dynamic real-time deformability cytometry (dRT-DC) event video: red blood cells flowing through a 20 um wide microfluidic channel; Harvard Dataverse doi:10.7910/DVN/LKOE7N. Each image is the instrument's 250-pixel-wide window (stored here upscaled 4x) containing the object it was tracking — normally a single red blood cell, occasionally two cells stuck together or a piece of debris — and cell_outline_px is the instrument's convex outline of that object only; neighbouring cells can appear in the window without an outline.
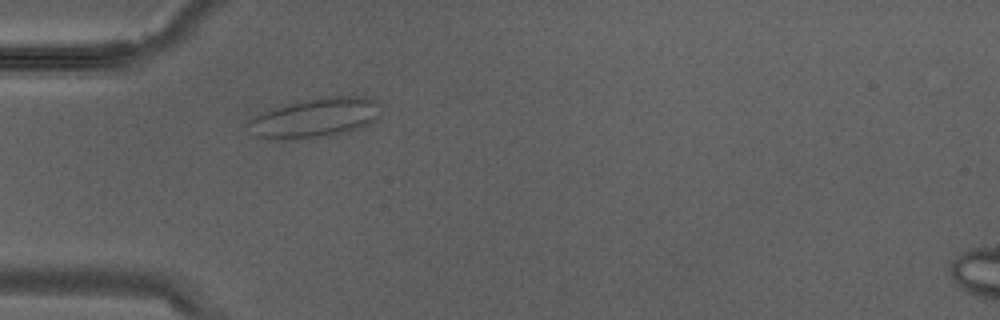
{"species": "Egyptian fruit bat (a non-hibernating species)", "species_latin": "Rousettus aegyptiacus", "temperature_condition": "warm", "stored_images_in_passage": 2, "camera_frame_rate_fps": 3000, "um_per_image_px": 0.085, "animal": {"sex": "male"}, "frame": {"image": 1, "passage_image": 1, "time_ms": 0.0, "image_size_px": [1000, 320], "cell_outline_px": [[380, 104], [376, 120], [368, 124], [348, 132], [332, 136], [272, 140], [256, 136], [244, 124], [248, 120], [264, 112], [288, 104], [328, 96], [364, 96], [380, 100]], "centroid_in_image_um": [26.81, 10.02], "position_along_channel_um": 58.2, "area_um2": 30.46}}